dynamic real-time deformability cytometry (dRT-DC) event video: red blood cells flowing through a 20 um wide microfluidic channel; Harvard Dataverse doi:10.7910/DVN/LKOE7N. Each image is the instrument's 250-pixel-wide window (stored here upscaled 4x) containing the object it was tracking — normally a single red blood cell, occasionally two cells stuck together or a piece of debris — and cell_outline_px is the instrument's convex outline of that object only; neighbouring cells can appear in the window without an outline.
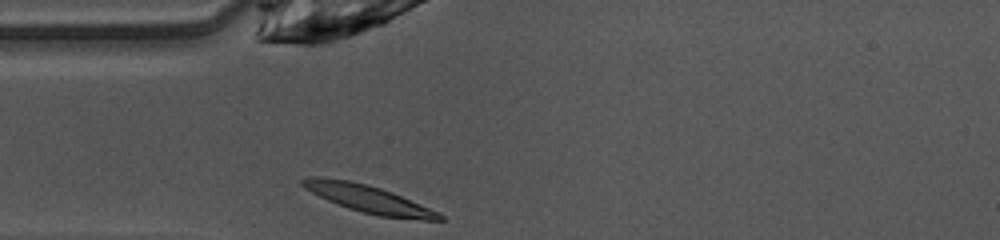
{"species": "common noctule bat (a hibernating species)", "species_latin": "Nyctalus noctula", "temperature_condition": "warm", "stored_images_in_passage": 27, "camera_frame_rate_fps": 3000, "um_per_image_px": 0.085, "animal": {"sex": "female", "body_mass_g": 10.0, "forearm_length_mm": 53.1}, "frame": {"image": 1, "passage_image": 1, "time_ms": 0.0, "image_size_px": [1000, 240], "cell_outline_px": [[444, 220], [424, 220], [380, 216], [348, 208], [328, 200], [304, 188], [300, 184], [300, 180], [312, 176], [320, 176], [348, 180], [380, 188], [392, 192], [440, 212], [444, 216]], "centroid_in_image_um": [31.34, 16.91], "position_along_channel_um": 53.7, "area_um2": 21.73}}
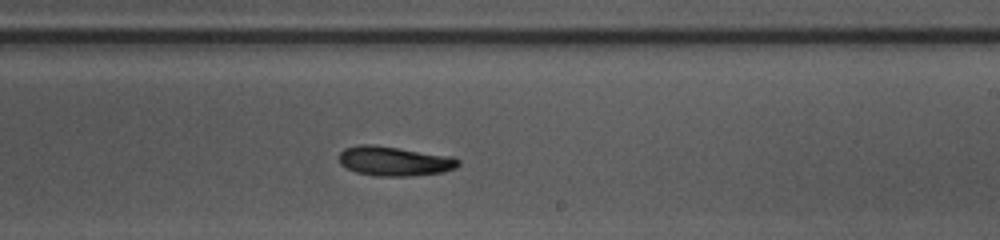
{"frame": {"image": 2, "passage_image": 16, "time_ms": 5.0, "image_size_px": [1000, 240], "cell_outline_px": [[460, 164], [456, 168], [444, 172], [412, 176], [376, 176], [356, 172], [340, 164], [340, 152], [344, 148], [360, 144], [372, 144], [452, 156], [460, 160]], "centroid_in_image_um": [33.55, 13.69], "position_along_channel_um": 255.5, "area_um2": 20.58}}
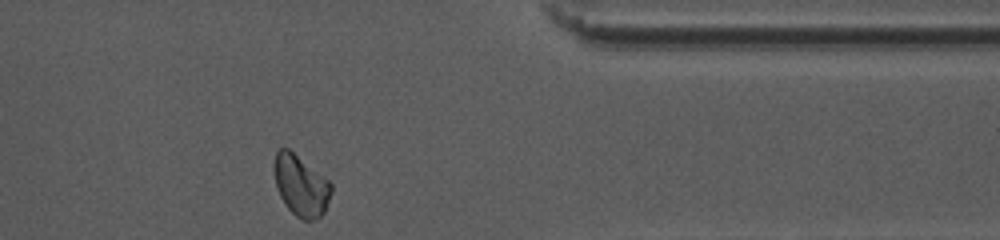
{"frame": {"image": 3, "passage_image": 27, "time_ms": 8.667, "image_size_px": [1000, 240], "cell_outline_px": [[332, 192], [324, 212], [316, 220], [304, 220], [296, 216], [288, 208], [280, 196], [276, 188], [276, 152], [280, 148], [288, 148], [328, 180], [332, 184]], "centroid_in_image_um": [25.61, 15.81], "position_along_channel_um": 385.8, "area_um2": 19.77}, "authors_computed_cell_mechanics": {"area_um2": 20.0566, "velocity_mm_per_s": 4.0801, "shape_relaxation_time_tau1_ms": 4.0354, "shape_relaxation_time_tau2_ms": null, "deformation_change_tau1": 0.1456, "deformation_change_tau2": null}}